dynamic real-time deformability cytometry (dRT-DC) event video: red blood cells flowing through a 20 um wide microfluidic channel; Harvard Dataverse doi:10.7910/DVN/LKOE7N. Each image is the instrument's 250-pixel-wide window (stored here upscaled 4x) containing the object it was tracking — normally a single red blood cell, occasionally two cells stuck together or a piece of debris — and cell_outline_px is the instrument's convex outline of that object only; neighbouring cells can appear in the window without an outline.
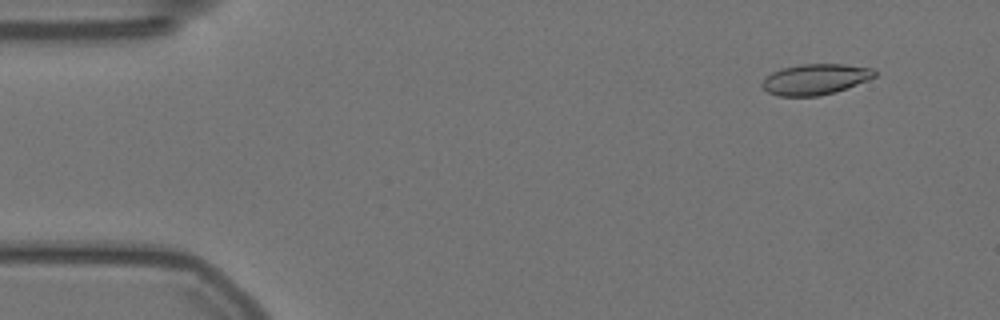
{"species": "Egyptian fruit bat (a non-hibernating species)", "species_latin": "Rousettus aegyptiacus", "temperature_condition": "warm", "stored_images_in_passage": 53, "camera_frame_rate_fps": 3000, "um_per_image_px": 0.085, "animal": {"sex": "female"}, "frame": {"image": 1, "passage_image": 5, "time_ms": 1.333, "image_size_px": [1000, 320], "cell_outline_px": [[876, 76], [868, 80], [836, 92], [820, 96], [780, 96], [768, 92], [760, 84], [772, 72], [784, 68], [800, 64], [844, 64], [872, 68], [876, 72]], "centroid_in_image_um": [69.33, 6.74], "position_along_channel_um": 15.7, "area_um2": 20.06}}
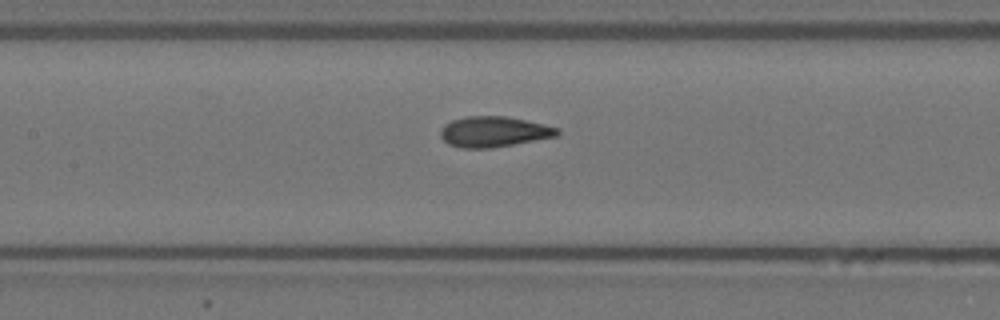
{"frame": {"image": 2, "passage_image": 26, "time_ms": 8.333, "image_size_px": [1000, 320], "cell_outline_px": [[560, 132], [556, 136], [536, 140], [488, 148], [460, 148], [448, 144], [440, 136], [440, 128], [444, 124], [452, 120], [464, 116], [508, 116], [544, 124], [560, 128]], "centroid_in_image_um": [41.95, 11.18], "position_along_channel_um": 165.5, "area_um2": 20.87}}
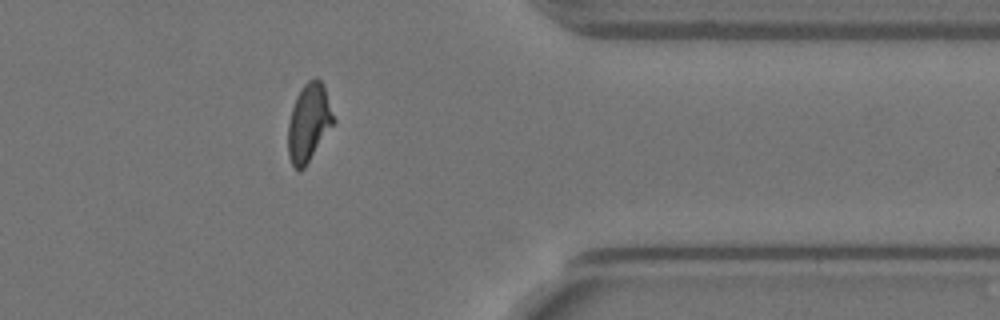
{"frame": {"image": 3, "passage_image": 46, "time_ms": 15.0, "image_size_px": [1000, 320], "cell_outline_px": [[336, 120], [304, 168], [296, 168], [292, 164], [288, 156], [288, 124], [292, 108], [296, 96], [304, 84], [308, 80], [316, 76], [324, 84]], "centroid_in_image_um": [26.26, 10.37], "position_along_channel_um": 385.1, "area_um2": 20.58}}